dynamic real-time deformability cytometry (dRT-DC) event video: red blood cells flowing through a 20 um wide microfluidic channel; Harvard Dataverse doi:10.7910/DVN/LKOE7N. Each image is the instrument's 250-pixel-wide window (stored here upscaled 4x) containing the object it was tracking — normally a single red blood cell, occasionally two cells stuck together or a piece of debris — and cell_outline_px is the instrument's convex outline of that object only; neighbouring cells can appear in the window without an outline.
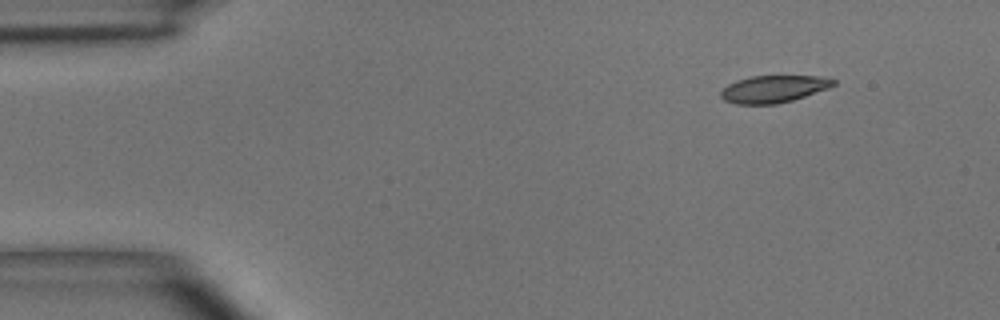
{"species": "common noctule bat (a hibernating species)", "species_latin": "Nyctalus noctula", "temperature_condition": "room temperature", "stored_images_in_passage": 6, "camera_frame_rate_fps": 3000, "um_per_image_px": 0.085, "animal": {"sex": "male", "body_mass_g": 15.6}, "frame": {"image": 1, "passage_image": 1, "time_ms": 0.0, "image_size_px": [1000, 320], "cell_outline_px": [[836, 84], [828, 88], [792, 100], [776, 104], [736, 104], [724, 100], [720, 96], [720, 92], [728, 84], [736, 80], [752, 76], [820, 76], [836, 80]], "centroid_in_image_um": [65.74, 7.56], "position_along_channel_um": 19.3, "area_um2": 17.74}}
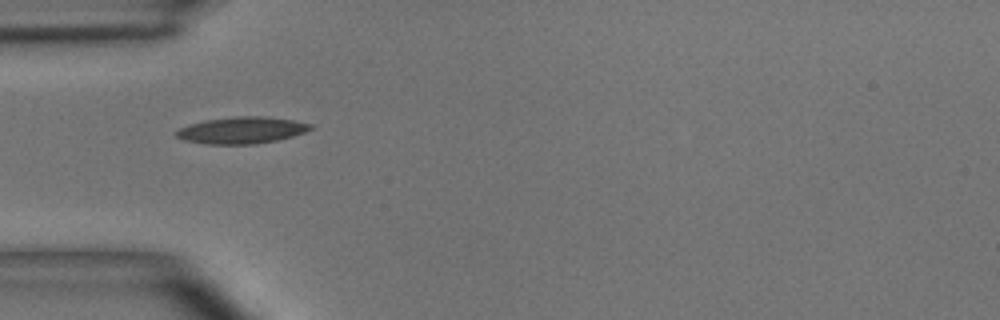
{"frame": {"image": 2, "passage_image": 4, "time_ms": 3.333, "image_size_px": [1000, 320], "cell_outline_px": [[312, 128], [304, 132], [292, 136], [276, 140], [256, 144], [208, 144], [184, 140], [176, 136], [176, 132], [180, 128], [204, 120], [236, 116], [264, 116], [292, 120], [312, 124]], "centroid_in_image_um": [20.55, 11.07], "position_along_channel_um": 64.4, "area_um2": 20.63}}
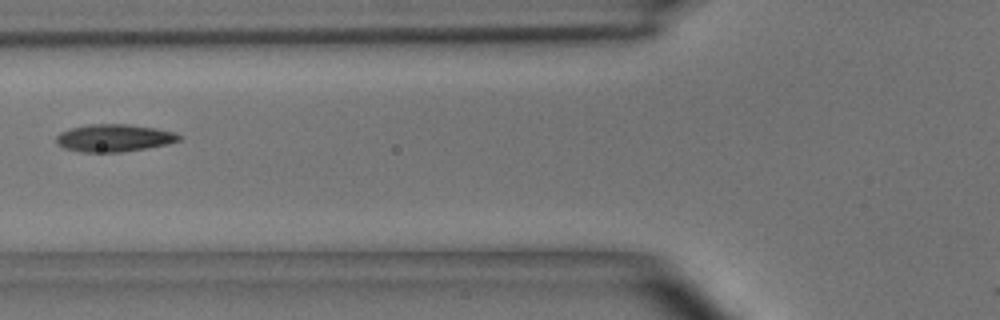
{"frame": {"image": 3, "passage_image": 5, "time_ms": 4.667, "image_size_px": [1000, 320], "cell_outline_px": [[184, 136], [180, 140], [168, 144], [148, 148], [124, 152], [80, 152], [64, 148], [56, 144], [56, 136], [60, 132], [72, 128], [88, 124], [128, 124], [156, 128], [176, 132]], "centroid_in_image_um": [9.73, 11.73], "position_along_channel_um": 116.1, "area_um2": 19.94}}